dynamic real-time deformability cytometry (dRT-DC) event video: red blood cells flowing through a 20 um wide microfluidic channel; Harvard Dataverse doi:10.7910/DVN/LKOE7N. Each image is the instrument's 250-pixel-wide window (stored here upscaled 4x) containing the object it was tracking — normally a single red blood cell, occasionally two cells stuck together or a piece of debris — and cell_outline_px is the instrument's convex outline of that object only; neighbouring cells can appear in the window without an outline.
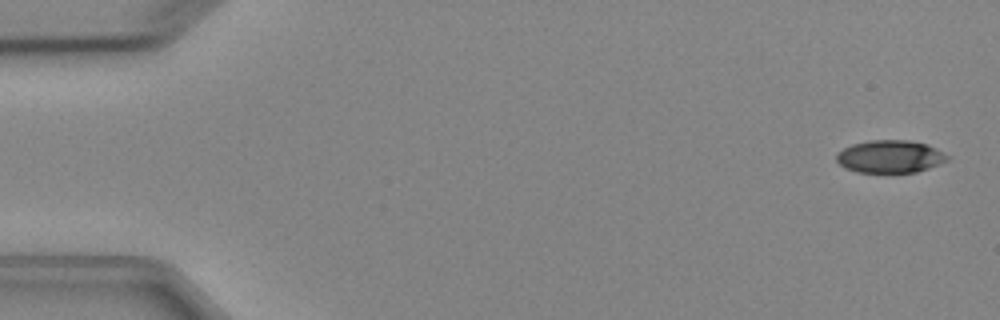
{"species": "Egyptian fruit bat (a non-hibernating species)", "species_latin": "Rousettus aegyptiacus", "temperature_condition": "cold", "stored_images_in_passage": 6, "camera_frame_rate_fps": 3000, "um_per_image_px": 0.085, "animal": {"sex": "female"}, "frame": {"image": 1, "passage_image": 1, "time_ms": 0.0, "image_size_px": [1000, 320], "cell_outline_px": [[948, 160], [928, 168], [916, 172], [892, 176], [856, 172], [844, 168], [836, 160], [836, 152], [852, 144], [868, 140], [908, 140], [928, 144], [936, 148], [948, 156]], "centroid_in_image_um": [75.61, 13.35], "position_along_channel_um": 9.4, "area_um2": 21.96}}
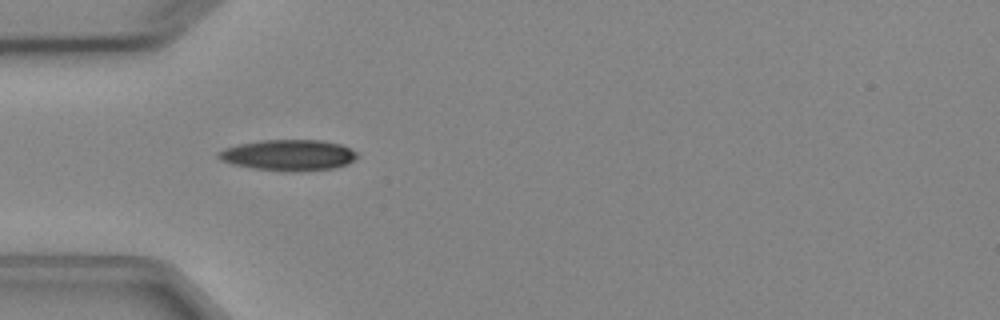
{"frame": {"image": 2, "passage_image": 5, "time_ms": 4.667, "image_size_px": [1000, 320], "cell_outline_px": [[356, 160], [348, 164], [336, 168], [292, 172], [252, 168], [232, 164], [220, 160], [216, 156], [216, 152], [224, 148], [240, 144], [260, 140], [324, 140], [340, 144], [356, 152]], "centroid_in_image_um": [24.51, 13.19], "position_along_channel_um": 60.5, "area_um2": 25.2}}